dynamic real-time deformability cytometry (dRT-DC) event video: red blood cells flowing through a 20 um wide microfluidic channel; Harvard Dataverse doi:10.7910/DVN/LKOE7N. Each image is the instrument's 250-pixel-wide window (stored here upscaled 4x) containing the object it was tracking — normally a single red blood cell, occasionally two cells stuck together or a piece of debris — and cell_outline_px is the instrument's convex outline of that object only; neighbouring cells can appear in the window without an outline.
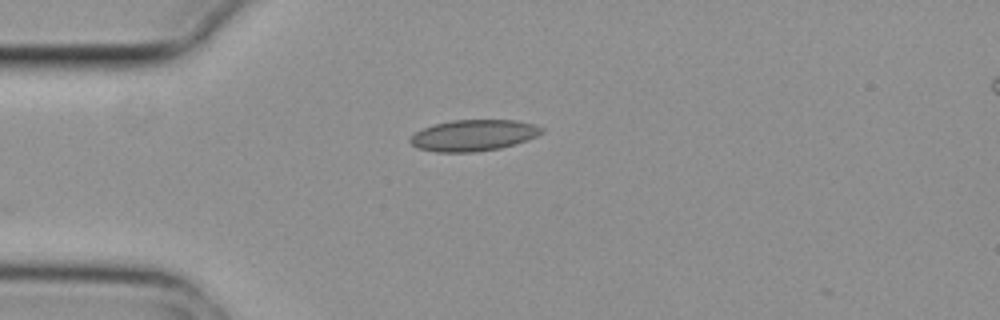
{"species": "common noctule bat (a hibernating species)", "species_latin": "Nyctalus noctula", "temperature_condition": "cold", "stored_images_in_passage": 8, "camera_frame_rate_fps": 3000, "um_per_image_px": 0.085, "animal": {"sex": "female", "body_mass_g": 29.2, "forearm_length_mm": 56.3}, "frame": {"image": 1, "passage_image": 3, "time_ms": 0.667, "image_size_px": [1000, 320], "cell_outline_px": [[544, 132], [536, 136], [500, 148], [476, 152], [436, 152], [416, 148], [408, 140], [416, 132], [432, 124], [452, 120], [516, 120], [536, 124], [544, 128]], "centroid_in_image_um": [40.23, 11.5], "position_along_channel_um": 44.8, "area_um2": 23.93}}
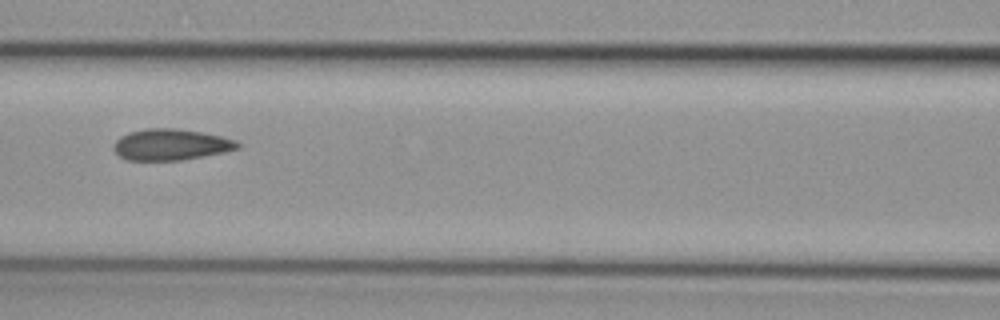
{"frame": {"image": 2, "passage_image": 6, "time_ms": 1.667, "image_size_px": [1000, 320], "cell_outline_px": [[240, 148], [224, 152], [180, 160], [124, 160], [112, 148], [112, 144], [120, 136], [128, 132], [144, 128], [176, 128], [200, 132], [220, 136], [236, 140], [240, 144]], "centroid_in_image_um": [14.48, 12.28], "position_along_channel_um": 152.1, "area_um2": 22.6}}
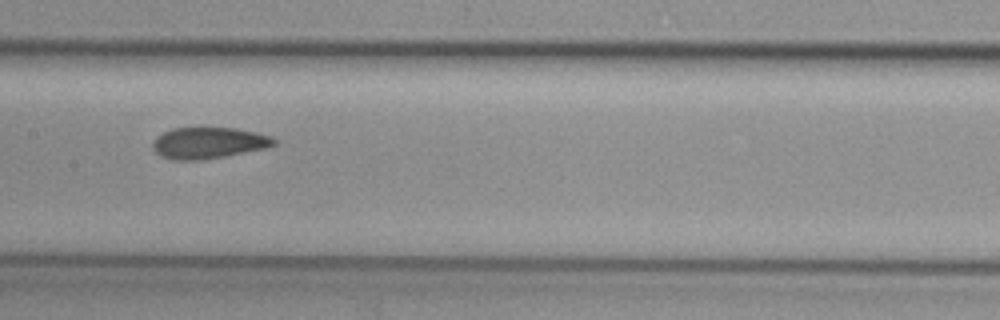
{"frame": {"image": 3, "passage_image": 7, "time_ms": 2.0, "image_size_px": [1000, 320], "cell_outline_px": [[276, 144], [264, 148], [224, 156], [200, 160], [172, 160], [160, 156], [152, 148], [152, 144], [164, 132], [172, 128], [236, 128], [256, 132], [268, 136], [276, 140]], "centroid_in_image_um": [17.7, 12.15], "position_along_channel_um": 189.7, "area_um2": 21.79}}